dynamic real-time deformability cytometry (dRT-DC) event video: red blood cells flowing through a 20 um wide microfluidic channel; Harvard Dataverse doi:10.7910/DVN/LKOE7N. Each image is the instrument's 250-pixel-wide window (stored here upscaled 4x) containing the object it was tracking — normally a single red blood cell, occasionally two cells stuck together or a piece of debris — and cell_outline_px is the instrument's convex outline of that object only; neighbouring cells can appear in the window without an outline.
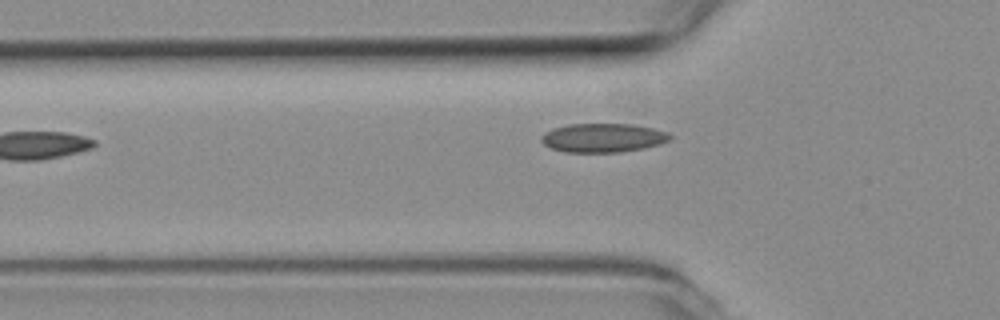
{"species": "common noctule bat (a hibernating species)", "species_latin": "Nyctalus noctula", "temperature_condition": "room temperature", "stored_images_in_passage": 6, "camera_frame_rate_fps": 3000, "um_per_image_px": 0.085, "animal": {"sex": "female", "body_mass_g": 19.3, "forearm_length_mm": 54.1}, "frame": {"image": 1, "passage_image": 5, "time_ms": 1.333, "image_size_px": [1000, 320], "cell_outline_px": [[672, 136], [668, 140], [644, 148], [620, 152], [564, 152], [552, 148], [544, 144], [540, 140], [540, 136], [544, 132], [552, 128], [568, 124], [632, 124], [652, 128], [668, 132]], "centroid_in_image_um": [51.2, 11.71], "position_along_channel_um": 74.6, "area_um2": 21.62}}
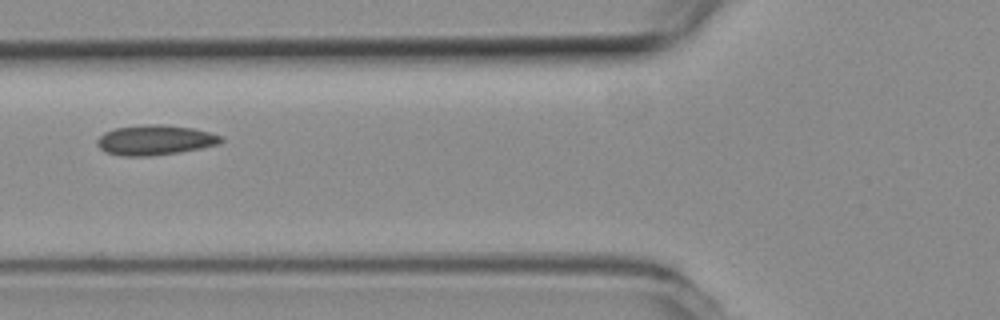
{"frame": {"image": 2, "passage_image": 6, "time_ms": 1.667, "image_size_px": [1000, 320], "cell_outline_px": [[224, 140], [220, 144], [180, 152], [152, 156], [124, 156], [104, 152], [96, 144], [96, 140], [104, 132], [116, 128], [144, 124], [164, 124], [192, 128], [208, 132], [220, 136]], "centroid_in_image_um": [13.15, 11.9], "position_along_channel_um": 112.6, "area_um2": 21.73}}